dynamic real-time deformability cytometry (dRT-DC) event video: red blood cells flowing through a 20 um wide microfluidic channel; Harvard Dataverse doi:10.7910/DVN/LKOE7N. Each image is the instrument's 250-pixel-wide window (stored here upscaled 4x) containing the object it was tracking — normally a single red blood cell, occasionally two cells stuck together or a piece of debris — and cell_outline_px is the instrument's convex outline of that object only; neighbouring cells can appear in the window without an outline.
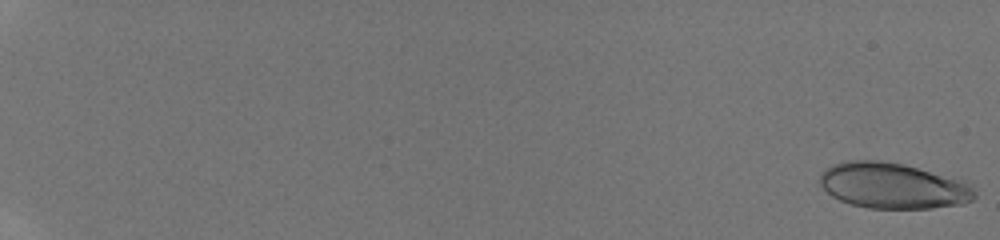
{"species": "human", "species_latin": "Homo sapiens", "temperature_condition": "room temperature", "stored_images_in_passage": 9, "camera_frame_rate_fps": 3000, "um_per_image_px": 0.085, "donor": {"sex": "male"}, "frame": {"image": 1, "passage_image": 1, "time_ms": 0.0, "image_size_px": [1000, 240], "cell_outline_px": [[976, 196], [972, 200], [964, 204], [932, 208], [868, 208], [852, 204], [840, 200], [832, 196], [820, 184], [820, 172], [824, 168], [832, 164], [848, 160], [884, 160], [904, 164], [968, 180], [976, 192]], "centroid_in_image_um": [75.95, 15.77], "position_along_channel_um": 9.0, "area_um2": 41.91}}
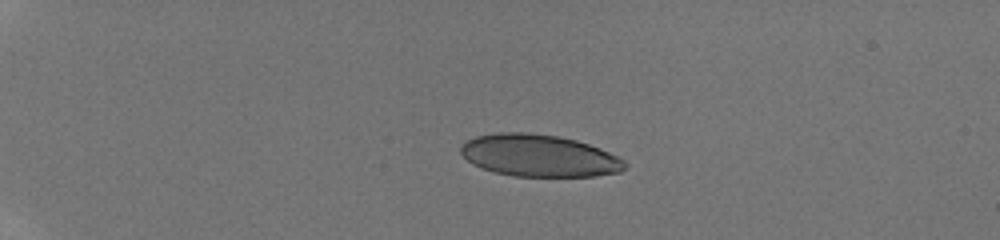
{"frame": {"image": 2, "passage_image": 6, "time_ms": 4.667, "image_size_px": [1000, 240], "cell_outline_px": [[628, 164], [620, 172], [596, 176], [512, 176], [496, 172], [472, 164], [460, 152], [460, 144], [464, 140], [476, 136], [496, 132], [528, 132], [556, 136], [576, 140], [600, 148], [624, 160]], "centroid_in_image_um": [45.79, 13.22], "position_along_channel_um": 39.2, "area_um2": 40.29}}
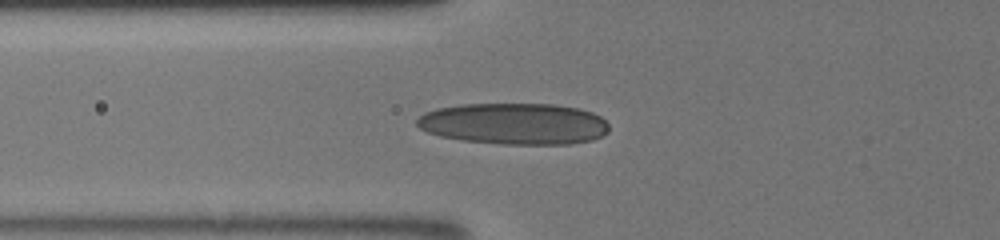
{"frame": {"image": 3, "passage_image": 9, "time_ms": 7.667, "image_size_px": [1000, 240], "cell_outline_px": [[608, 132], [592, 140], [572, 144], [504, 144], [460, 140], [440, 136], [428, 132], [420, 128], [416, 124], [416, 120], [424, 112], [436, 108], [460, 104], [552, 104], [580, 108], [592, 112], [600, 116], [608, 124]], "centroid_in_image_um": [43.7, 10.51], "position_along_channel_um": 82.1, "area_um2": 46.59}}